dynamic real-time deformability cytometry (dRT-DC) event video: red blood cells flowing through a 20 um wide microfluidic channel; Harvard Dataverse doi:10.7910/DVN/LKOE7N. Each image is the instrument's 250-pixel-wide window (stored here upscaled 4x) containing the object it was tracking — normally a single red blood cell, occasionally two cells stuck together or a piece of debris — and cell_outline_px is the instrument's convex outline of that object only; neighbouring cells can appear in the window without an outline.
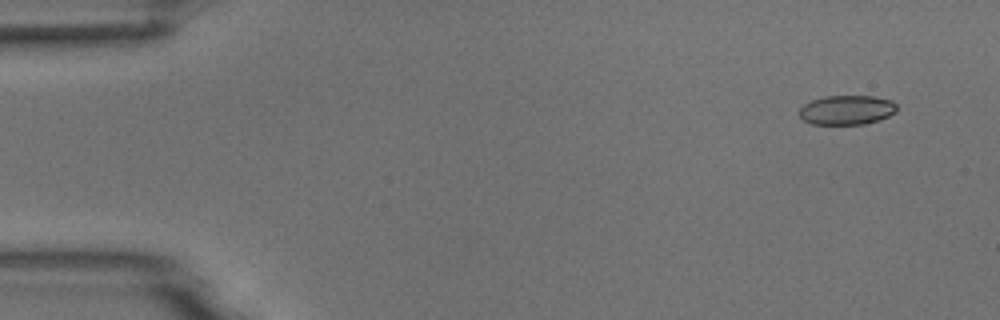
{"species": "common noctule bat (a hibernating species)", "species_latin": "Nyctalus noctula", "temperature_condition": "room temperature", "stored_images_in_passage": 5, "camera_frame_rate_fps": 3000, "um_per_image_px": 0.085, "animal": {"sex": "male", "body_mass_g": 18.8}, "frame": {"image": 1, "passage_image": 1, "time_ms": 0.0, "image_size_px": [1000, 320], "cell_outline_px": [[896, 112], [880, 120], [864, 124], [812, 124], [804, 120], [800, 116], [800, 108], [804, 104], [812, 100], [824, 96], [872, 96], [892, 100], [896, 104]], "centroid_in_image_um": [71.99, 9.34], "position_along_channel_um": 13.0, "area_um2": 16.7}}
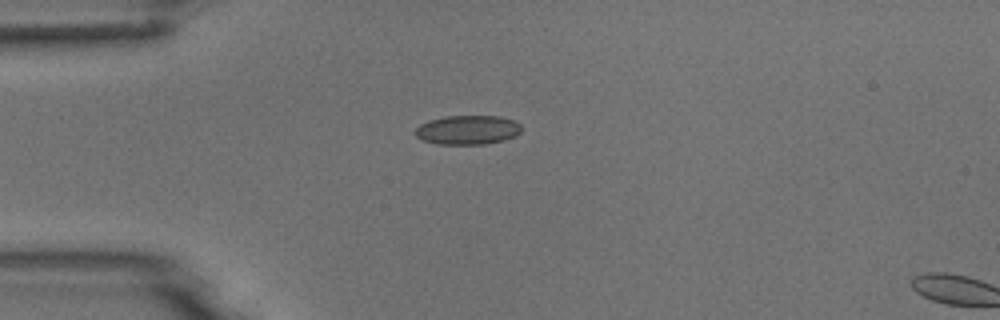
{"frame": {"image": 2, "passage_image": 4, "time_ms": 3.333, "image_size_px": [1000, 320], "cell_outline_px": [[520, 132], [516, 136], [504, 140], [484, 144], [436, 144], [420, 140], [416, 136], [416, 128], [420, 124], [428, 120], [444, 116], [500, 116], [516, 120], [520, 124]], "centroid_in_image_um": [39.75, 11.04], "position_along_channel_um": 45.3, "area_um2": 18.26}}